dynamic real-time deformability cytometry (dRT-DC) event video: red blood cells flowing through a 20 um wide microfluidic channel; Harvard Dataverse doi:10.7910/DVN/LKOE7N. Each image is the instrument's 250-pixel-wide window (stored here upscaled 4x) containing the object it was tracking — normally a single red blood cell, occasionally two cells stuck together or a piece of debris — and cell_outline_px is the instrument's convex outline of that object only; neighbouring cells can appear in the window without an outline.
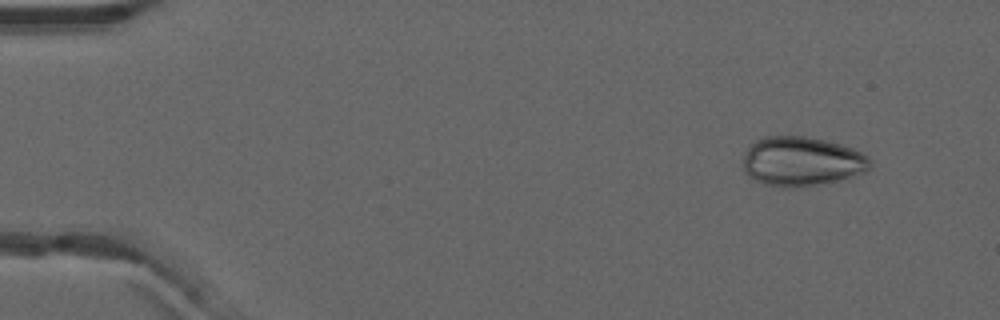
{"species": "common noctule bat (a hibernating species)", "species_latin": "Nyctalus noctula", "temperature_condition": "warm", "stored_images_in_passage": 24, "camera_frame_rate_fps": 3000, "um_per_image_px": 0.085, "animal": {"sex": "male", "forearm_length_mm": 52.5}, "frame": {"image": 1, "passage_image": 4, "time_ms": 1.0, "image_size_px": [1000, 320], "cell_outline_px": [[872, 164], [868, 172], [836, 180], [800, 188], [784, 188], [764, 184], [748, 176], [744, 172], [744, 152], [748, 144], [764, 136], [804, 136], [824, 140], [840, 144], [852, 148], [868, 156], [872, 160]], "centroid_in_image_um": [68.13, 13.72], "position_along_channel_um": 16.9, "area_um2": 36.93}}
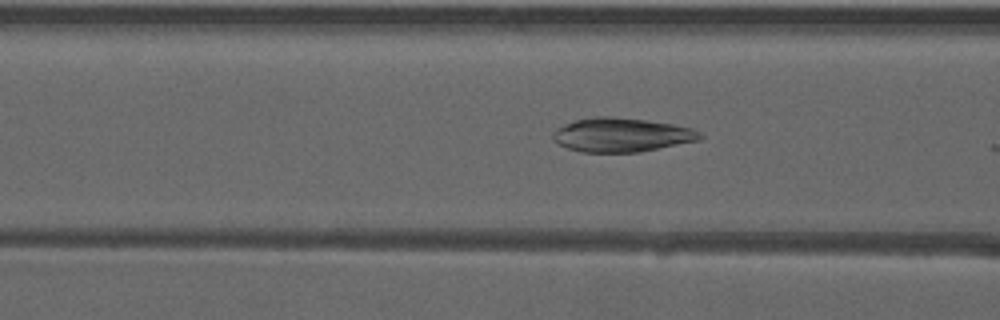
{"frame": {"image": 2, "passage_image": 20, "time_ms": 6.333, "image_size_px": [1000, 320], "cell_outline_px": [[704, 136], [700, 140], [640, 152], [584, 152], [568, 148], [552, 140], [552, 132], [556, 128], [576, 120], [592, 116], [608, 116], [644, 120], [672, 124], [692, 128], [700, 132]], "centroid_in_image_um": [52.83, 11.47], "position_along_channel_um": 113.8, "area_um2": 29.07}}
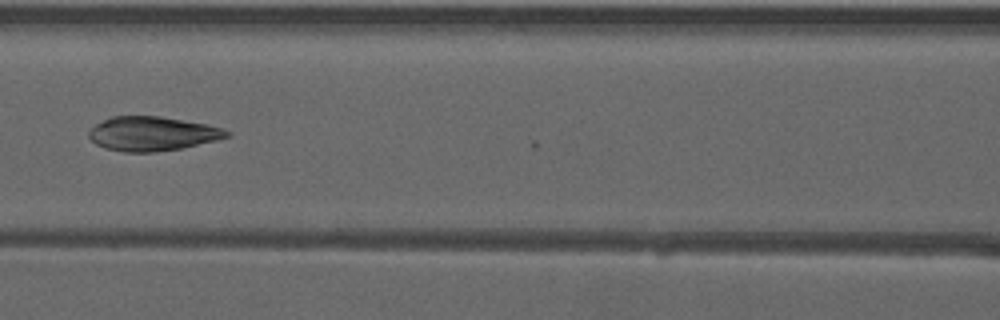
{"frame": {"image": 3, "passage_image": 23, "time_ms": 7.333, "image_size_px": [1000, 320], "cell_outline_px": [[232, 136], [216, 140], [180, 148], [152, 152], [124, 152], [104, 148], [96, 144], [88, 136], [88, 132], [96, 124], [112, 116], [160, 116], [208, 124], [232, 132]], "centroid_in_image_um": [12.95, 11.36], "position_along_channel_um": 153.6, "area_um2": 27.4}}